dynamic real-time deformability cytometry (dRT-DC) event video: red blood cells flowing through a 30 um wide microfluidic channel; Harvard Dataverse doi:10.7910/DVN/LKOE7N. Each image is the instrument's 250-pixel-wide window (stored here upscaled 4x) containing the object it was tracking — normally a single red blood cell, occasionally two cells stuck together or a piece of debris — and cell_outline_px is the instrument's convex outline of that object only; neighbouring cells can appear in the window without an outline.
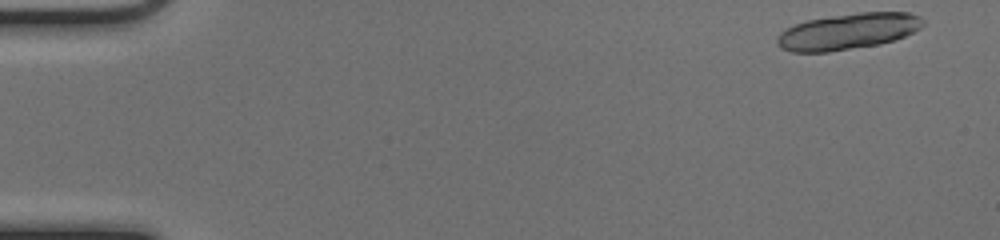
{"species": "common noctule bat (a hibernating species)", "species_latin": "Nyctalus noctula", "temperature_condition": "cold", "stored_images_in_passage": 18, "camera_frame_rate_fps": 3000, "um_per_image_px": 0.085, "animal": {"sex": "female", "body_mass_g": 17.0, "forearm_length_mm": 48.0}, "frame": {"image": 1, "passage_image": 1, "time_ms": 0.0, "image_size_px": [1000, 240], "cell_outline_px": [[924, 24], [920, 28], [904, 36], [880, 44], [828, 52], [792, 52], [780, 48], [776, 44], [776, 36], [784, 28], [808, 20], [856, 12], [908, 12], [920, 16], [924, 20]], "centroid_in_image_um": [72.04, 2.67], "position_along_channel_um": 13.0, "area_um2": 30.81}}